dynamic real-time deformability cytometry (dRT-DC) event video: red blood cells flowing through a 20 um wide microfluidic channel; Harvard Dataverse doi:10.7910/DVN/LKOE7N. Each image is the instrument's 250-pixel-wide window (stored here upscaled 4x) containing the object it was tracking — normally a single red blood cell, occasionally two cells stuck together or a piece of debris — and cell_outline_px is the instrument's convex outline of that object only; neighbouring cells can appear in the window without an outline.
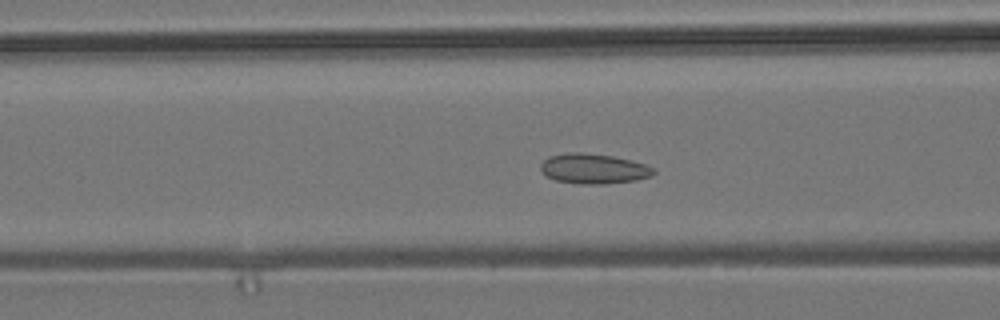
{"species": "common noctule bat (a hibernating species)", "species_latin": "Nyctalus noctula", "temperature_condition": "room temperature", "stored_images_in_passage": 43, "camera_frame_rate_fps": 3000, "um_per_image_px": 0.085, "animal": {"sex": "male", "body_mass_g": 19.2, "forearm_length_mm": 51.8}, "frame": {"image": 1, "passage_image": 10, "time_ms": 3.0, "image_size_px": [1000, 320], "cell_outline_px": [[656, 172], [652, 176], [636, 180], [604, 184], [580, 184], [556, 180], [548, 176], [540, 168], [540, 164], [548, 156], [568, 152], [580, 152], [612, 156], [644, 164], [656, 168]], "centroid_in_image_um": [50.47, 14.34], "position_along_channel_um": 116.1, "area_um2": 19.71}}
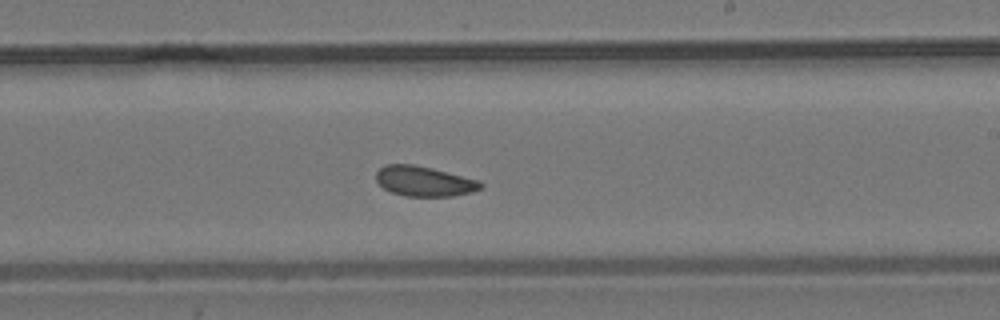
{"frame": {"image": 2, "passage_image": 21, "time_ms": 6.667, "image_size_px": [1000, 320], "cell_outline_px": [[484, 184], [480, 188], [472, 192], [452, 196], [404, 196], [392, 192], [384, 188], [376, 180], [376, 172], [384, 164], [412, 164], [432, 168], [480, 180]], "centroid_in_image_um": [36.06, 15.4], "position_along_channel_um": 252.9, "area_um2": 18.32}}
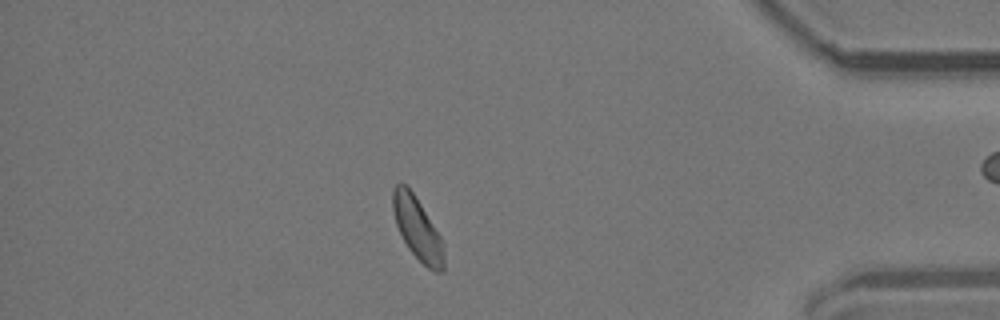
{"frame": {"image": 3, "passage_image": 36, "time_ms": 11.667, "image_size_px": [1000, 320], "cell_outline_px": [[444, 272], [432, 272], [408, 248], [396, 224], [392, 208], [392, 188], [400, 180], [412, 192], [420, 204], [440, 236], [444, 244]], "centroid_in_image_um": [35.48, 19.43], "position_along_channel_um": 399.7, "area_um2": 18.44}}